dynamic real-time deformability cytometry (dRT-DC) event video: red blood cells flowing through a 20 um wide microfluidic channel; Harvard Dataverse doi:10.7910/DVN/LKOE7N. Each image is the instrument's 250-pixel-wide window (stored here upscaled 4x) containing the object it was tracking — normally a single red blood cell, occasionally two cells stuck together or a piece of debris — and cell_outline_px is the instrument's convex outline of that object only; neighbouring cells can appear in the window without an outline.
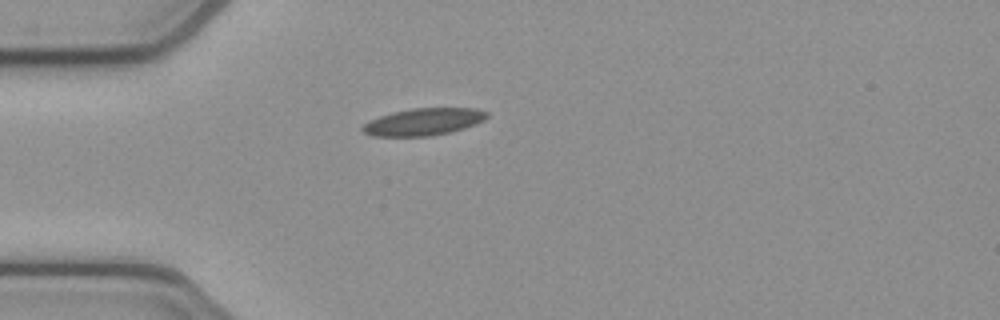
{"species": "common noctule bat (a hibernating species)", "species_latin": "Nyctalus noctula", "temperature_condition": "cold", "stored_images_in_passage": 40, "camera_frame_rate_fps": 3000, "um_per_image_px": 0.085, "animal": {"sex": "female", "body_mass_g": 21.9}, "frame": {"image": 1, "passage_image": 1, "time_ms": 0.0, "image_size_px": [1000, 320], "cell_outline_px": [[488, 116], [484, 120], [476, 124], [464, 128], [432, 136], [372, 136], [364, 132], [360, 128], [364, 124], [380, 116], [392, 112], [412, 108], [476, 108], [488, 112]], "centroid_in_image_um": [36.02, 10.35], "position_along_channel_um": 49.0, "area_um2": 19.59}}
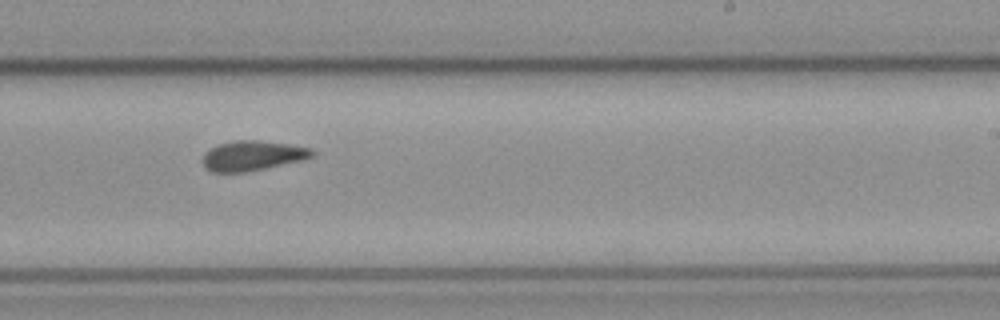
{"frame": {"image": 2, "passage_image": 19, "time_ms": 6.0, "image_size_px": [1000, 320], "cell_outline_px": [[316, 156], [304, 160], [248, 172], [212, 172], [204, 164], [204, 156], [212, 148], [220, 144], [236, 140], [256, 140], [288, 144], [312, 148], [316, 152]], "centroid_in_image_um": [21.58, 13.24], "position_along_channel_um": 267.4, "area_um2": 18.96}}
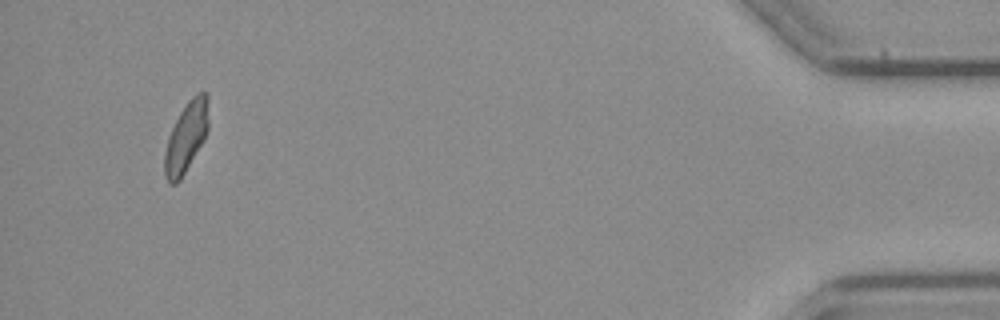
{"frame": {"image": 3, "passage_image": 37, "time_ms": 12.0, "image_size_px": [1000, 320], "cell_outline_px": [[208, 128], [204, 140], [180, 180], [176, 184], [168, 184], [164, 176], [164, 152], [168, 136], [180, 112], [188, 100], [196, 92], [208, 92]], "centroid_in_image_um": [15.82, 11.66], "position_along_channel_um": 419.4, "area_um2": 18.15}, "authors_computed_cell_mechanics": {"area_um2": 18.7272, "velocity_mm_per_s": 3.8527, "shape_relaxation_time_tau1_ms": null, "shape_relaxation_time_tau2_ms": 3.2008, "deformation_change_tau1": null, "deformation_change_tau2": 0.1008}}